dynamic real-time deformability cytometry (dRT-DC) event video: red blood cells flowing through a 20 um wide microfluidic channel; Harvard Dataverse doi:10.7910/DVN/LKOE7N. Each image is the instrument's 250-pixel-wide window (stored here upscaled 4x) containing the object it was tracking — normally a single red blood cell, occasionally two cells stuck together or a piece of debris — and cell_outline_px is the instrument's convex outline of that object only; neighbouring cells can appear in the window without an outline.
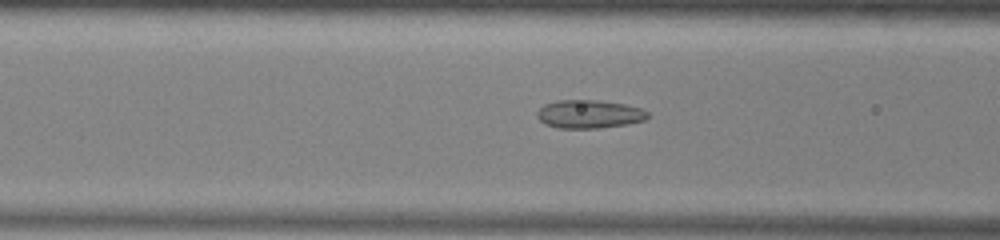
{"species": "common noctule bat (a hibernating species)", "species_latin": "Nyctalus noctula", "temperature_condition": "warm", "stored_images_in_passage": 45, "camera_frame_rate_fps": 3000, "um_per_image_px": 0.085, "animal": {"sex": "male", "body_mass_g": 13.0, "forearm_length_mm": 53.1}, "frame": {"image": 1, "passage_image": 20, "time_ms": 6.333, "image_size_px": [1000, 240], "cell_outline_px": [[648, 116], [644, 120], [628, 124], [600, 128], [560, 128], [544, 124], [536, 116], [536, 112], [544, 104], [556, 100], [596, 100], [624, 104], [644, 108], [648, 112]], "centroid_in_image_um": [50.07, 9.7], "position_along_channel_um": 116.5, "area_um2": 18.38}}
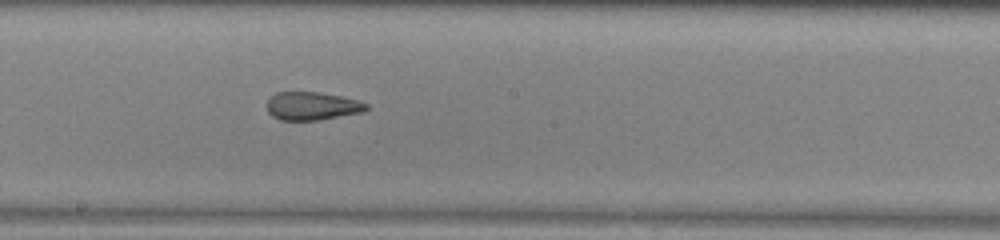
{"frame": {"image": 2, "passage_image": 28, "time_ms": 9.0, "image_size_px": [1000, 240], "cell_outline_px": [[368, 108], [364, 112], [316, 120], [280, 120], [272, 116], [268, 112], [268, 100], [276, 92], [316, 92], [340, 96], [360, 100], [368, 104]], "centroid_in_image_um": [26.55, 9.01], "position_along_channel_um": 221.6, "area_um2": 16.24}}
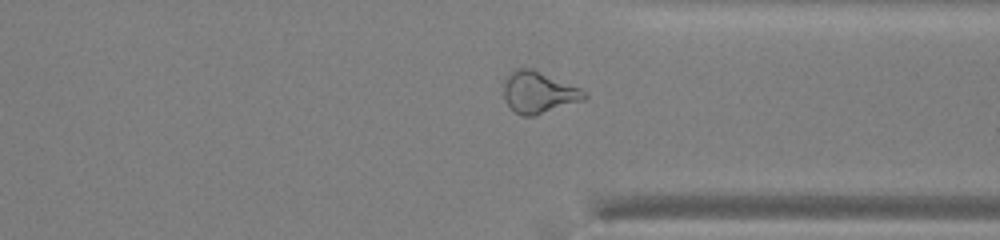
{"frame": {"image": 3, "passage_image": 39, "time_ms": 12.667, "image_size_px": [1000, 240], "cell_outline_px": [[588, 96], [584, 100], [536, 116], [520, 116], [508, 104], [504, 96], [504, 80], [512, 72], [520, 68], [532, 68], [580, 88], [588, 92]], "centroid_in_image_um": [45.82, 7.87], "position_along_channel_um": 365.6, "area_um2": 19.54}}